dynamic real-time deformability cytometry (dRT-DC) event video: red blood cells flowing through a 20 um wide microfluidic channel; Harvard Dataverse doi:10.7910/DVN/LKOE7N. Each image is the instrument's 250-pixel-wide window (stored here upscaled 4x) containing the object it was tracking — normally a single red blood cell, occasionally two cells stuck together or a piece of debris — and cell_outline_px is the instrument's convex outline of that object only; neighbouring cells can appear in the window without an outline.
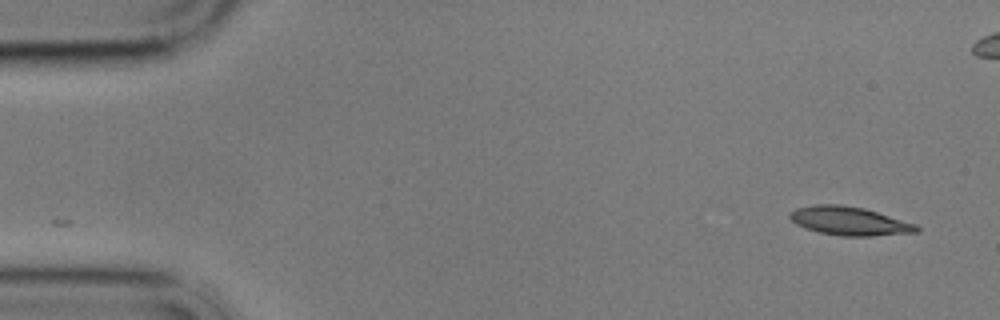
{"species": "common noctule bat (a hibernating species)", "species_latin": "Nyctalus noctula", "temperature_condition": "cold", "stored_images_in_passage": 4, "camera_frame_rate_fps": 3000, "um_per_image_px": 0.085, "animal": {"sex": "male", "body_mass_g": 17.9}, "frame": {"image": 1, "passage_image": 1, "time_ms": 0.0, "image_size_px": [1000, 320], "cell_outline_px": [[920, 232], [872, 236], [840, 236], [820, 232], [804, 228], [796, 224], [788, 216], [788, 212], [796, 208], [812, 204], [840, 204], [864, 208], [916, 224], [920, 228]], "centroid_in_image_um": [72.17, 18.78], "position_along_channel_um": 12.8, "area_um2": 21.27}}